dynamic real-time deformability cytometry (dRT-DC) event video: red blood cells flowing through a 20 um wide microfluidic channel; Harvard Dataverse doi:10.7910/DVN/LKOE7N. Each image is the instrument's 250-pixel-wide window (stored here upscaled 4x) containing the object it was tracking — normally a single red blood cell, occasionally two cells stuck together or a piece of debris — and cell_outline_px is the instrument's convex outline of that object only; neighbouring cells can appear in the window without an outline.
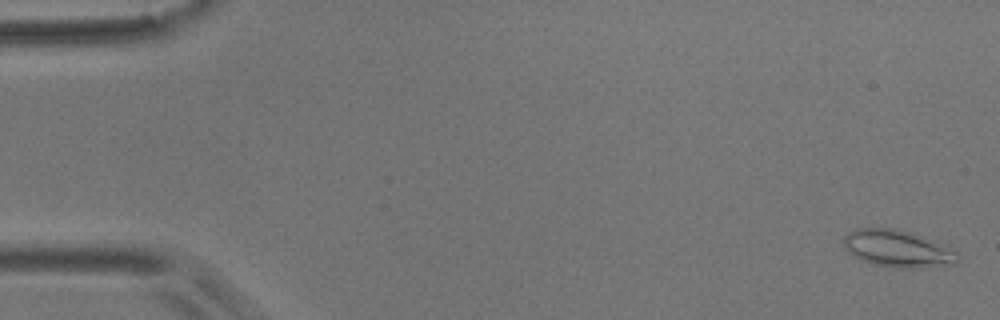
{"species": "common noctule bat (a hibernating species)", "species_latin": "Nyctalus noctula", "temperature_condition": "room temperature", "stored_images_in_passage": 56, "camera_frame_rate_fps": 3000, "um_per_image_px": 0.085, "animal": {"sex": "male", "body_mass_g": 17.9}, "frame": {"image": 1, "passage_image": 1, "time_ms": 0.0, "image_size_px": [1000, 320], "cell_outline_px": [[960, 260], [956, 264], [920, 268], [896, 268], [872, 264], [860, 260], [852, 256], [844, 248], [840, 240], [848, 232], [856, 228], [892, 228], [912, 232], [932, 240], [956, 252], [960, 256]], "centroid_in_image_um": [76.24, 21.14], "position_along_channel_um": 8.8, "area_um2": 25.03}}
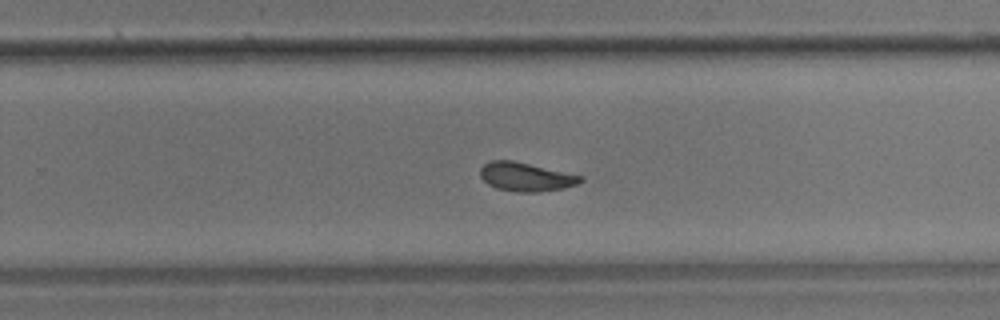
{"frame": {"image": 2, "passage_image": 36, "time_ms": 11.667, "image_size_px": [1000, 320], "cell_outline_px": [[584, 180], [576, 184], [564, 188], [540, 192], [516, 192], [496, 188], [488, 184], [480, 176], [480, 168], [484, 164], [492, 160], [512, 160], [584, 176]], "centroid_in_image_um": [44.7, 15.03], "position_along_channel_um": 285.1, "area_um2": 16.82}}
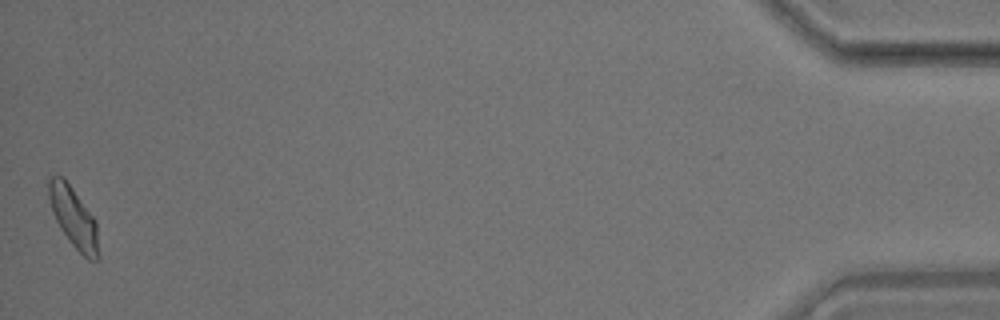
{"frame": {"image": 3, "passage_image": 56, "time_ms": 18.333, "image_size_px": [1000, 320], "cell_outline_px": [[100, 260], [88, 260], [68, 240], [60, 228], [52, 212], [48, 200], [48, 180], [52, 176], [64, 176], [96, 220], [100, 256]], "centroid_in_image_um": [6.26, 18.49], "position_along_channel_um": 428.9, "area_um2": 17.8}, "authors_computed_cell_mechanics": {"area_um2": 17.629, "velocity_mm_per_s": 3.5298, "shape_relaxation_time_tau1_ms": 4.2334, "shape_relaxation_time_tau2_ms": 2.95, "deformation_change_tau1": 0.1143, "deformation_change_tau2": 0.0904}}